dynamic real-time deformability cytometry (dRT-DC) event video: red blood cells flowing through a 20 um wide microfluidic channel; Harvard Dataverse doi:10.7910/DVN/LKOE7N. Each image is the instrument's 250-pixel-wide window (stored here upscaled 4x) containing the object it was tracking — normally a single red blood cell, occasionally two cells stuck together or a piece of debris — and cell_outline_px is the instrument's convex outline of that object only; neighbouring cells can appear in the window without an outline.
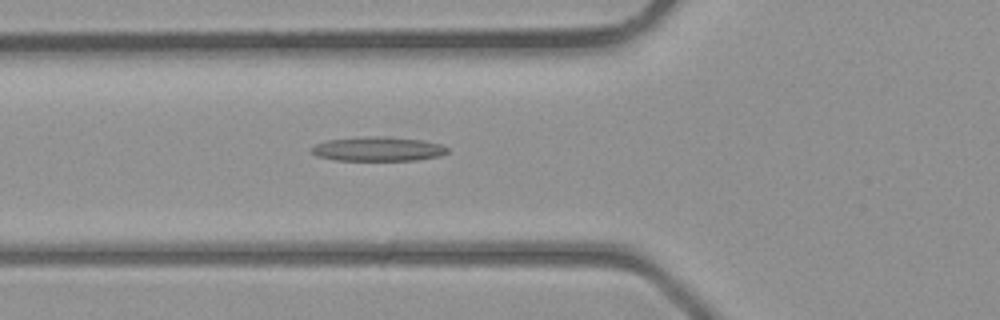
{"species": "common noctule bat (a hibernating species)", "species_latin": "Nyctalus noctula", "temperature_condition": "room temperature", "stored_images_in_passage": 36, "camera_frame_rate_fps": 3000, "um_per_image_px": 0.085, "animal": {"sex": "male", "body_mass_g": 23.1, "forearm_length_mm": 52.7}, "frame": {"image": 1, "passage_image": 10, "time_ms": 3.0, "image_size_px": [1000, 320], "cell_outline_px": [[448, 152], [440, 156], [416, 160], [332, 160], [316, 156], [308, 148], [316, 144], [328, 140], [376, 136], [388, 136], [424, 140], [440, 144], [448, 148]], "centroid_in_image_um": [32.13, 12.66], "position_along_channel_um": 93.7, "area_um2": 19.31}}
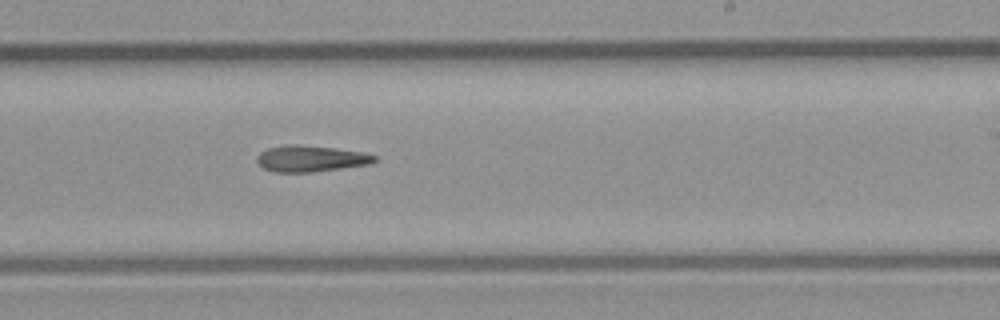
{"frame": {"image": 2, "passage_image": 20, "time_ms": 6.333, "image_size_px": [1000, 320], "cell_outline_px": [[376, 160], [372, 164], [312, 172], [272, 172], [264, 168], [256, 160], [256, 156], [260, 152], [268, 148], [332, 148], [364, 152], [376, 156]], "centroid_in_image_um": [26.47, 13.55], "position_along_channel_um": 262.5, "area_um2": 16.94}}
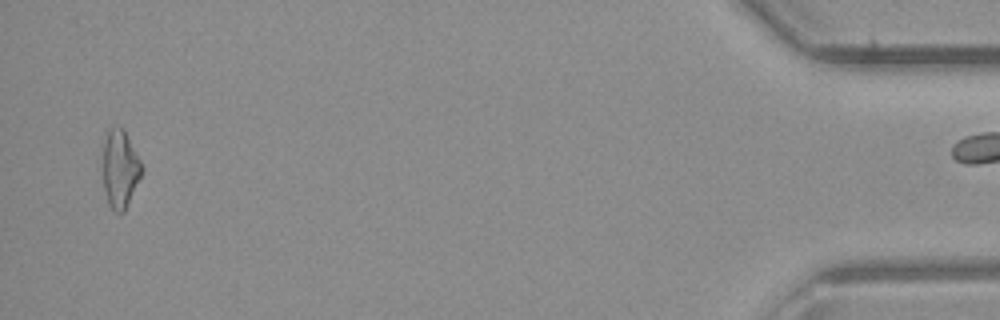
{"frame": {"image": 3, "passage_image": 35, "time_ms": 11.333, "image_size_px": [1000, 320], "cell_outline_px": [[144, 168], [124, 212], [120, 216], [108, 204], [104, 188], [104, 144], [108, 128], [124, 128]], "centroid_in_image_um": [10.22, 14.38], "position_along_channel_um": 425.0, "area_um2": 17.4}}